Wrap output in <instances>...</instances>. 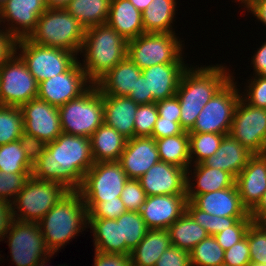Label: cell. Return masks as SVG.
<instances>
[{
  "label": "cell",
  "instance_id": "cell-1",
  "mask_svg": "<svg viewBox=\"0 0 266 266\" xmlns=\"http://www.w3.org/2000/svg\"><path fill=\"white\" fill-rule=\"evenodd\" d=\"M94 163L90 138L61 133L47 143L46 150L33 165L31 176L60 183L69 191L79 190Z\"/></svg>",
  "mask_w": 266,
  "mask_h": 266
},
{
  "label": "cell",
  "instance_id": "cell-2",
  "mask_svg": "<svg viewBox=\"0 0 266 266\" xmlns=\"http://www.w3.org/2000/svg\"><path fill=\"white\" fill-rule=\"evenodd\" d=\"M192 66L184 71L176 92L181 110L180 125L185 131L194 126L205 104L233 75L222 64Z\"/></svg>",
  "mask_w": 266,
  "mask_h": 266
},
{
  "label": "cell",
  "instance_id": "cell-3",
  "mask_svg": "<svg viewBox=\"0 0 266 266\" xmlns=\"http://www.w3.org/2000/svg\"><path fill=\"white\" fill-rule=\"evenodd\" d=\"M38 223L47 249L55 254L88 228V211L80 192L69 191Z\"/></svg>",
  "mask_w": 266,
  "mask_h": 266
},
{
  "label": "cell",
  "instance_id": "cell-4",
  "mask_svg": "<svg viewBox=\"0 0 266 266\" xmlns=\"http://www.w3.org/2000/svg\"><path fill=\"white\" fill-rule=\"evenodd\" d=\"M127 43L107 23L85 29L79 60L89 81L95 85L104 75L127 57Z\"/></svg>",
  "mask_w": 266,
  "mask_h": 266
},
{
  "label": "cell",
  "instance_id": "cell-5",
  "mask_svg": "<svg viewBox=\"0 0 266 266\" xmlns=\"http://www.w3.org/2000/svg\"><path fill=\"white\" fill-rule=\"evenodd\" d=\"M84 36L85 28L66 9L47 8L27 39L79 55Z\"/></svg>",
  "mask_w": 266,
  "mask_h": 266
},
{
  "label": "cell",
  "instance_id": "cell-6",
  "mask_svg": "<svg viewBox=\"0 0 266 266\" xmlns=\"http://www.w3.org/2000/svg\"><path fill=\"white\" fill-rule=\"evenodd\" d=\"M62 133L90 138L104 123L103 94L92 85L80 97L59 107Z\"/></svg>",
  "mask_w": 266,
  "mask_h": 266
},
{
  "label": "cell",
  "instance_id": "cell-7",
  "mask_svg": "<svg viewBox=\"0 0 266 266\" xmlns=\"http://www.w3.org/2000/svg\"><path fill=\"white\" fill-rule=\"evenodd\" d=\"M177 33H144L127 43V57L141 70L153 65L186 63ZM179 38V39H178Z\"/></svg>",
  "mask_w": 266,
  "mask_h": 266
},
{
  "label": "cell",
  "instance_id": "cell-8",
  "mask_svg": "<svg viewBox=\"0 0 266 266\" xmlns=\"http://www.w3.org/2000/svg\"><path fill=\"white\" fill-rule=\"evenodd\" d=\"M69 190L57 182L30 178L12 202L14 219L39 222Z\"/></svg>",
  "mask_w": 266,
  "mask_h": 266
},
{
  "label": "cell",
  "instance_id": "cell-9",
  "mask_svg": "<svg viewBox=\"0 0 266 266\" xmlns=\"http://www.w3.org/2000/svg\"><path fill=\"white\" fill-rule=\"evenodd\" d=\"M128 177L118 161L94 163L79 188L88 213L99 203L121 196Z\"/></svg>",
  "mask_w": 266,
  "mask_h": 266
},
{
  "label": "cell",
  "instance_id": "cell-10",
  "mask_svg": "<svg viewBox=\"0 0 266 266\" xmlns=\"http://www.w3.org/2000/svg\"><path fill=\"white\" fill-rule=\"evenodd\" d=\"M232 76L205 104L194 126L188 132L228 135L240 100V87ZM238 86V87H237Z\"/></svg>",
  "mask_w": 266,
  "mask_h": 266
},
{
  "label": "cell",
  "instance_id": "cell-11",
  "mask_svg": "<svg viewBox=\"0 0 266 266\" xmlns=\"http://www.w3.org/2000/svg\"><path fill=\"white\" fill-rule=\"evenodd\" d=\"M16 54L25 63L37 83L66 72L78 60L73 52L39 45L27 38L17 40Z\"/></svg>",
  "mask_w": 266,
  "mask_h": 266
},
{
  "label": "cell",
  "instance_id": "cell-12",
  "mask_svg": "<svg viewBox=\"0 0 266 266\" xmlns=\"http://www.w3.org/2000/svg\"><path fill=\"white\" fill-rule=\"evenodd\" d=\"M10 258L16 266H37L51 255L37 222L14 220L6 233Z\"/></svg>",
  "mask_w": 266,
  "mask_h": 266
},
{
  "label": "cell",
  "instance_id": "cell-13",
  "mask_svg": "<svg viewBox=\"0 0 266 266\" xmlns=\"http://www.w3.org/2000/svg\"><path fill=\"white\" fill-rule=\"evenodd\" d=\"M37 95V81L15 53L0 67V105L21 107Z\"/></svg>",
  "mask_w": 266,
  "mask_h": 266
},
{
  "label": "cell",
  "instance_id": "cell-14",
  "mask_svg": "<svg viewBox=\"0 0 266 266\" xmlns=\"http://www.w3.org/2000/svg\"><path fill=\"white\" fill-rule=\"evenodd\" d=\"M229 134L253 154H263L266 148V109L253 107L240 97Z\"/></svg>",
  "mask_w": 266,
  "mask_h": 266
},
{
  "label": "cell",
  "instance_id": "cell-15",
  "mask_svg": "<svg viewBox=\"0 0 266 266\" xmlns=\"http://www.w3.org/2000/svg\"><path fill=\"white\" fill-rule=\"evenodd\" d=\"M92 85L77 60L66 72L38 83L37 98L61 107L68 101L80 97Z\"/></svg>",
  "mask_w": 266,
  "mask_h": 266
},
{
  "label": "cell",
  "instance_id": "cell-16",
  "mask_svg": "<svg viewBox=\"0 0 266 266\" xmlns=\"http://www.w3.org/2000/svg\"><path fill=\"white\" fill-rule=\"evenodd\" d=\"M46 10L45 0H7L0 7V26L7 22L4 29L17 40L27 38Z\"/></svg>",
  "mask_w": 266,
  "mask_h": 266
},
{
  "label": "cell",
  "instance_id": "cell-17",
  "mask_svg": "<svg viewBox=\"0 0 266 266\" xmlns=\"http://www.w3.org/2000/svg\"><path fill=\"white\" fill-rule=\"evenodd\" d=\"M20 108L23 114L24 132L46 143L54 141L62 133L59 107L34 98Z\"/></svg>",
  "mask_w": 266,
  "mask_h": 266
},
{
  "label": "cell",
  "instance_id": "cell-18",
  "mask_svg": "<svg viewBox=\"0 0 266 266\" xmlns=\"http://www.w3.org/2000/svg\"><path fill=\"white\" fill-rule=\"evenodd\" d=\"M186 194L147 196L140 214L149 229H168L186 212Z\"/></svg>",
  "mask_w": 266,
  "mask_h": 266
},
{
  "label": "cell",
  "instance_id": "cell-19",
  "mask_svg": "<svg viewBox=\"0 0 266 266\" xmlns=\"http://www.w3.org/2000/svg\"><path fill=\"white\" fill-rule=\"evenodd\" d=\"M147 196L186 194V170L157 162L138 179Z\"/></svg>",
  "mask_w": 266,
  "mask_h": 266
},
{
  "label": "cell",
  "instance_id": "cell-20",
  "mask_svg": "<svg viewBox=\"0 0 266 266\" xmlns=\"http://www.w3.org/2000/svg\"><path fill=\"white\" fill-rule=\"evenodd\" d=\"M159 161L155 139L145 136L127 139L124 151L118 160L128 179H139Z\"/></svg>",
  "mask_w": 266,
  "mask_h": 266
},
{
  "label": "cell",
  "instance_id": "cell-21",
  "mask_svg": "<svg viewBox=\"0 0 266 266\" xmlns=\"http://www.w3.org/2000/svg\"><path fill=\"white\" fill-rule=\"evenodd\" d=\"M242 204L250 212L266 191V157L254 154L235 178Z\"/></svg>",
  "mask_w": 266,
  "mask_h": 266
},
{
  "label": "cell",
  "instance_id": "cell-22",
  "mask_svg": "<svg viewBox=\"0 0 266 266\" xmlns=\"http://www.w3.org/2000/svg\"><path fill=\"white\" fill-rule=\"evenodd\" d=\"M188 65V63L158 64L142 70L147 80L148 94H152V103L176 95L180 79Z\"/></svg>",
  "mask_w": 266,
  "mask_h": 266
},
{
  "label": "cell",
  "instance_id": "cell-23",
  "mask_svg": "<svg viewBox=\"0 0 266 266\" xmlns=\"http://www.w3.org/2000/svg\"><path fill=\"white\" fill-rule=\"evenodd\" d=\"M198 209L211 215L247 217L250 212L242 204L236 185L197 195L191 201Z\"/></svg>",
  "mask_w": 266,
  "mask_h": 266
},
{
  "label": "cell",
  "instance_id": "cell-24",
  "mask_svg": "<svg viewBox=\"0 0 266 266\" xmlns=\"http://www.w3.org/2000/svg\"><path fill=\"white\" fill-rule=\"evenodd\" d=\"M234 184L235 178L229 172L202 163L191 164L186 170V195L189 201L197 195L232 187Z\"/></svg>",
  "mask_w": 266,
  "mask_h": 266
},
{
  "label": "cell",
  "instance_id": "cell-25",
  "mask_svg": "<svg viewBox=\"0 0 266 266\" xmlns=\"http://www.w3.org/2000/svg\"><path fill=\"white\" fill-rule=\"evenodd\" d=\"M141 74L142 70L126 57L95 85L103 96L128 97Z\"/></svg>",
  "mask_w": 266,
  "mask_h": 266
},
{
  "label": "cell",
  "instance_id": "cell-26",
  "mask_svg": "<svg viewBox=\"0 0 266 266\" xmlns=\"http://www.w3.org/2000/svg\"><path fill=\"white\" fill-rule=\"evenodd\" d=\"M253 155L237 139L228 134L223 137L215 154L204 160L202 164L229 172L236 178Z\"/></svg>",
  "mask_w": 266,
  "mask_h": 266
},
{
  "label": "cell",
  "instance_id": "cell-27",
  "mask_svg": "<svg viewBox=\"0 0 266 266\" xmlns=\"http://www.w3.org/2000/svg\"><path fill=\"white\" fill-rule=\"evenodd\" d=\"M138 105L129 97L103 96L104 124L117 130L126 139L133 138Z\"/></svg>",
  "mask_w": 266,
  "mask_h": 266
},
{
  "label": "cell",
  "instance_id": "cell-28",
  "mask_svg": "<svg viewBox=\"0 0 266 266\" xmlns=\"http://www.w3.org/2000/svg\"><path fill=\"white\" fill-rule=\"evenodd\" d=\"M107 24L127 41L145 33L142 12L129 0H111Z\"/></svg>",
  "mask_w": 266,
  "mask_h": 266
},
{
  "label": "cell",
  "instance_id": "cell-29",
  "mask_svg": "<svg viewBox=\"0 0 266 266\" xmlns=\"http://www.w3.org/2000/svg\"><path fill=\"white\" fill-rule=\"evenodd\" d=\"M172 246L168 229H149L130 254L132 266H155L160 256Z\"/></svg>",
  "mask_w": 266,
  "mask_h": 266
},
{
  "label": "cell",
  "instance_id": "cell-30",
  "mask_svg": "<svg viewBox=\"0 0 266 266\" xmlns=\"http://www.w3.org/2000/svg\"><path fill=\"white\" fill-rule=\"evenodd\" d=\"M95 163L118 161L127 139L112 127L102 124L90 137Z\"/></svg>",
  "mask_w": 266,
  "mask_h": 266
},
{
  "label": "cell",
  "instance_id": "cell-31",
  "mask_svg": "<svg viewBox=\"0 0 266 266\" xmlns=\"http://www.w3.org/2000/svg\"><path fill=\"white\" fill-rule=\"evenodd\" d=\"M88 228L93 233L95 251L121 255V221L88 218Z\"/></svg>",
  "mask_w": 266,
  "mask_h": 266
},
{
  "label": "cell",
  "instance_id": "cell-32",
  "mask_svg": "<svg viewBox=\"0 0 266 266\" xmlns=\"http://www.w3.org/2000/svg\"><path fill=\"white\" fill-rule=\"evenodd\" d=\"M177 0H153L142 11L145 33H175L172 24L175 21Z\"/></svg>",
  "mask_w": 266,
  "mask_h": 266
},
{
  "label": "cell",
  "instance_id": "cell-33",
  "mask_svg": "<svg viewBox=\"0 0 266 266\" xmlns=\"http://www.w3.org/2000/svg\"><path fill=\"white\" fill-rule=\"evenodd\" d=\"M170 240L173 246L190 252L209 234L185 212L169 228Z\"/></svg>",
  "mask_w": 266,
  "mask_h": 266
},
{
  "label": "cell",
  "instance_id": "cell-34",
  "mask_svg": "<svg viewBox=\"0 0 266 266\" xmlns=\"http://www.w3.org/2000/svg\"><path fill=\"white\" fill-rule=\"evenodd\" d=\"M111 0H72L65 8L85 28L107 23Z\"/></svg>",
  "mask_w": 266,
  "mask_h": 266
},
{
  "label": "cell",
  "instance_id": "cell-35",
  "mask_svg": "<svg viewBox=\"0 0 266 266\" xmlns=\"http://www.w3.org/2000/svg\"><path fill=\"white\" fill-rule=\"evenodd\" d=\"M160 161L179 166L185 170L191 165L189 132L155 139Z\"/></svg>",
  "mask_w": 266,
  "mask_h": 266
},
{
  "label": "cell",
  "instance_id": "cell-36",
  "mask_svg": "<svg viewBox=\"0 0 266 266\" xmlns=\"http://www.w3.org/2000/svg\"><path fill=\"white\" fill-rule=\"evenodd\" d=\"M116 220L121 221V255L130 256L149 228L136 211H126Z\"/></svg>",
  "mask_w": 266,
  "mask_h": 266
},
{
  "label": "cell",
  "instance_id": "cell-37",
  "mask_svg": "<svg viewBox=\"0 0 266 266\" xmlns=\"http://www.w3.org/2000/svg\"><path fill=\"white\" fill-rule=\"evenodd\" d=\"M224 134L189 132L191 164H200L219 148Z\"/></svg>",
  "mask_w": 266,
  "mask_h": 266
},
{
  "label": "cell",
  "instance_id": "cell-38",
  "mask_svg": "<svg viewBox=\"0 0 266 266\" xmlns=\"http://www.w3.org/2000/svg\"><path fill=\"white\" fill-rule=\"evenodd\" d=\"M33 166L28 162L19 140L0 145V171L5 173H31Z\"/></svg>",
  "mask_w": 266,
  "mask_h": 266
},
{
  "label": "cell",
  "instance_id": "cell-39",
  "mask_svg": "<svg viewBox=\"0 0 266 266\" xmlns=\"http://www.w3.org/2000/svg\"><path fill=\"white\" fill-rule=\"evenodd\" d=\"M23 131L21 108L0 105V145L19 140Z\"/></svg>",
  "mask_w": 266,
  "mask_h": 266
},
{
  "label": "cell",
  "instance_id": "cell-40",
  "mask_svg": "<svg viewBox=\"0 0 266 266\" xmlns=\"http://www.w3.org/2000/svg\"><path fill=\"white\" fill-rule=\"evenodd\" d=\"M224 252L216 238L208 236L189 252L191 266H220L224 263Z\"/></svg>",
  "mask_w": 266,
  "mask_h": 266
},
{
  "label": "cell",
  "instance_id": "cell-41",
  "mask_svg": "<svg viewBox=\"0 0 266 266\" xmlns=\"http://www.w3.org/2000/svg\"><path fill=\"white\" fill-rule=\"evenodd\" d=\"M186 212L204 228L209 236H214L217 233L224 231L226 228L233 226L238 220L246 217H224L211 215L198 209L191 201L188 200L186 205Z\"/></svg>",
  "mask_w": 266,
  "mask_h": 266
},
{
  "label": "cell",
  "instance_id": "cell-42",
  "mask_svg": "<svg viewBox=\"0 0 266 266\" xmlns=\"http://www.w3.org/2000/svg\"><path fill=\"white\" fill-rule=\"evenodd\" d=\"M251 263L266 264V223L252 222L247 230Z\"/></svg>",
  "mask_w": 266,
  "mask_h": 266
},
{
  "label": "cell",
  "instance_id": "cell-43",
  "mask_svg": "<svg viewBox=\"0 0 266 266\" xmlns=\"http://www.w3.org/2000/svg\"><path fill=\"white\" fill-rule=\"evenodd\" d=\"M158 116L156 103L138 105L134 119V137H152Z\"/></svg>",
  "mask_w": 266,
  "mask_h": 266
},
{
  "label": "cell",
  "instance_id": "cell-44",
  "mask_svg": "<svg viewBox=\"0 0 266 266\" xmlns=\"http://www.w3.org/2000/svg\"><path fill=\"white\" fill-rule=\"evenodd\" d=\"M31 173H5L0 171V199L13 202L24 188Z\"/></svg>",
  "mask_w": 266,
  "mask_h": 266
},
{
  "label": "cell",
  "instance_id": "cell-45",
  "mask_svg": "<svg viewBox=\"0 0 266 266\" xmlns=\"http://www.w3.org/2000/svg\"><path fill=\"white\" fill-rule=\"evenodd\" d=\"M252 77L245 83L247 88L240 93L241 98L253 107L266 109V76Z\"/></svg>",
  "mask_w": 266,
  "mask_h": 266
},
{
  "label": "cell",
  "instance_id": "cell-46",
  "mask_svg": "<svg viewBox=\"0 0 266 266\" xmlns=\"http://www.w3.org/2000/svg\"><path fill=\"white\" fill-rule=\"evenodd\" d=\"M252 222L253 220L249 214L245 219L238 220L233 226L217 233L214 237L218 244L224 250H227L246 236L247 230Z\"/></svg>",
  "mask_w": 266,
  "mask_h": 266
},
{
  "label": "cell",
  "instance_id": "cell-47",
  "mask_svg": "<svg viewBox=\"0 0 266 266\" xmlns=\"http://www.w3.org/2000/svg\"><path fill=\"white\" fill-rule=\"evenodd\" d=\"M146 193L138 179H128L121 192V200L127 211L140 212L146 200Z\"/></svg>",
  "mask_w": 266,
  "mask_h": 266
},
{
  "label": "cell",
  "instance_id": "cell-48",
  "mask_svg": "<svg viewBox=\"0 0 266 266\" xmlns=\"http://www.w3.org/2000/svg\"><path fill=\"white\" fill-rule=\"evenodd\" d=\"M228 266H248L251 264L250 249L246 236L224 252V263Z\"/></svg>",
  "mask_w": 266,
  "mask_h": 266
},
{
  "label": "cell",
  "instance_id": "cell-49",
  "mask_svg": "<svg viewBox=\"0 0 266 266\" xmlns=\"http://www.w3.org/2000/svg\"><path fill=\"white\" fill-rule=\"evenodd\" d=\"M124 203L120 197L116 200L99 202L89 213L88 218L117 219L126 212Z\"/></svg>",
  "mask_w": 266,
  "mask_h": 266
},
{
  "label": "cell",
  "instance_id": "cell-50",
  "mask_svg": "<svg viewBox=\"0 0 266 266\" xmlns=\"http://www.w3.org/2000/svg\"><path fill=\"white\" fill-rule=\"evenodd\" d=\"M19 141L22 149L25 151L28 162L33 166L46 150L47 143L24 131L22 132Z\"/></svg>",
  "mask_w": 266,
  "mask_h": 266
},
{
  "label": "cell",
  "instance_id": "cell-51",
  "mask_svg": "<svg viewBox=\"0 0 266 266\" xmlns=\"http://www.w3.org/2000/svg\"><path fill=\"white\" fill-rule=\"evenodd\" d=\"M155 266H191L189 252L172 245L164 251Z\"/></svg>",
  "mask_w": 266,
  "mask_h": 266
},
{
  "label": "cell",
  "instance_id": "cell-52",
  "mask_svg": "<svg viewBox=\"0 0 266 266\" xmlns=\"http://www.w3.org/2000/svg\"><path fill=\"white\" fill-rule=\"evenodd\" d=\"M185 130L181 127L180 122L164 119L158 116L152 131V138L160 139L168 136L182 134Z\"/></svg>",
  "mask_w": 266,
  "mask_h": 266
},
{
  "label": "cell",
  "instance_id": "cell-53",
  "mask_svg": "<svg viewBox=\"0 0 266 266\" xmlns=\"http://www.w3.org/2000/svg\"><path fill=\"white\" fill-rule=\"evenodd\" d=\"M158 115L164 119L180 122V104L177 96L156 102Z\"/></svg>",
  "mask_w": 266,
  "mask_h": 266
},
{
  "label": "cell",
  "instance_id": "cell-54",
  "mask_svg": "<svg viewBox=\"0 0 266 266\" xmlns=\"http://www.w3.org/2000/svg\"><path fill=\"white\" fill-rule=\"evenodd\" d=\"M16 44L17 39L13 35L4 28L0 29V67L16 53Z\"/></svg>",
  "mask_w": 266,
  "mask_h": 266
},
{
  "label": "cell",
  "instance_id": "cell-55",
  "mask_svg": "<svg viewBox=\"0 0 266 266\" xmlns=\"http://www.w3.org/2000/svg\"><path fill=\"white\" fill-rule=\"evenodd\" d=\"M94 252V266H132L129 255Z\"/></svg>",
  "mask_w": 266,
  "mask_h": 266
},
{
  "label": "cell",
  "instance_id": "cell-56",
  "mask_svg": "<svg viewBox=\"0 0 266 266\" xmlns=\"http://www.w3.org/2000/svg\"><path fill=\"white\" fill-rule=\"evenodd\" d=\"M14 220L12 203L5 199H0V242L5 240L6 233Z\"/></svg>",
  "mask_w": 266,
  "mask_h": 266
},
{
  "label": "cell",
  "instance_id": "cell-57",
  "mask_svg": "<svg viewBox=\"0 0 266 266\" xmlns=\"http://www.w3.org/2000/svg\"><path fill=\"white\" fill-rule=\"evenodd\" d=\"M128 97L139 105L152 103V94H148L147 80L143 74L137 79L136 85Z\"/></svg>",
  "mask_w": 266,
  "mask_h": 266
},
{
  "label": "cell",
  "instance_id": "cell-58",
  "mask_svg": "<svg viewBox=\"0 0 266 266\" xmlns=\"http://www.w3.org/2000/svg\"><path fill=\"white\" fill-rule=\"evenodd\" d=\"M260 46L251 58L253 65L251 67H253V75L266 76V41Z\"/></svg>",
  "mask_w": 266,
  "mask_h": 266
},
{
  "label": "cell",
  "instance_id": "cell-59",
  "mask_svg": "<svg viewBox=\"0 0 266 266\" xmlns=\"http://www.w3.org/2000/svg\"><path fill=\"white\" fill-rule=\"evenodd\" d=\"M245 11L252 13L253 17L266 26V0H254Z\"/></svg>",
  "mask_w": 266,
  "mask_h": 266
},
{
  "label": "cell",
  "instance_id": "cell-60",
  "mask_svg": "<svg viewBox=\"0 0 266 266\" xmlns=\"http://www.w3.org/2000/svg\"><path fill=\"white\" fill-rule=\"evenodd\" d=\"M253 222L266 223V191L258 204L250 211Z\"/></svg>",
  "mask_w": 266,
  "mask_h": 266
},
{
  "label": "cell",
  "instance_id": "cell-61",
  "mask_svg": "<svg viewBox=\"0 0 266 266\" xmlns=\"http://www.w3.org/2000/svg\"><path fill=\"white\" fill-rule=\"evenodd\" d=\"M72 0H45L47 8L65 9Z\"/></svg>",
  "mask_w": 266,
  "mask_h": 266
},
{
  "label": "cell",
  "instance_id": "cell-62",
  "mask_svg": "<svg viewBox=\"0 0 266 266\" xmlns=\"http://www.w3.org/2000/svg\"><path fill=\"white\" fill-rule=\"evenodd\" d=\"M139 11H144L153 0H129Z\"/></svg>",
  "mask_w": 266,
  "mask_h": 266
},
{
  "label": "cell",
  "instance_id": "cell-63",
  "mask_svg": "<svg viewBox=\"0 0 266 266\" xmlns=\"http://www.w3.org/2000/svg\"><path fill=\"white\" fill-rule=\"evenodd\" d=\"M235 2H240L242 8H247L254 0H234Z\"/></svg>",
  "mask_w": 266,
  "mask_h": 266
},
{
  "label": "cell",
  "instance_id": "cell-64",
  "mask_svg": "<svg viewBox=\"0 0 266 266\" xmlns=\"http://www.w3.org/2000/svg\"><path fill=\"white\" fill-rule=\"evenodd\" d=\"M53 255H54V254H51V255L48 256L47 258L41 260L37 266H46V265L48 266L49 264H47V262L50 261V258H51ZM58 266H63V265H59V264H58Z\"/></svg>",
  "mask_w": 266,
  "mask_h": 266
},
{
  "label": "cell",
  "instance_id": "cell-65",
  "mask_svg": "<svg viewBox=\"0 0 266 266\" xmlns=\"http://www.w3.org/2000/svg\"><path fill=\"white\" fill-rule=\"evenodd\" d=\"M248 266H266V264L251 263Z\"/></svg>",
  "mask_w": 266,
  "mask_h": 266
},
{
  "label": "cell",
  "instance_id": "cell-66",
  "mask_svg": "<svg viewBox=\"0 0 266 266\" xmlns=\"http://www.w3.org/2000/svg\"><path fill=\"white\" fill-rule=\"evenodd\" d=\"M7 0H0V7L6 2Z\"/></svg>",
  "mask_w": 266,
  "mask_h": 266
},
{
  "label": "cell",
  "instance_id": "cell-67",
  "mask_svg": "<svg viewBox=\"0 0 266 266\" xmlns=\"http://www.w3.org/2000/svg\"><path fill=\"white\" fill-rule=\"evenodd\" d=\"M263 155L266 157V148H265V151H264Z\"/></svg>",
  "mask_w": 266,
  "mask_h": 266
}]
</instances>
